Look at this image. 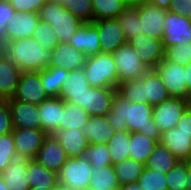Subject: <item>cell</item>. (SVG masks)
<instances>
[{
    "instance_id": "obj_1",
    "label": "cell",
    "mask_w": 191,
    "mask_h": 190,
    "mask_svg": "<svg viewBox=\"0 0 191 190\" xmlns=\"http://www.w3.org/2000/svg\"><path fill=\"white\" fill-rule=\"evenodd\" d=\"M153 106L149 103H135L116 92L110 111L106 114L107 121L115 132H139L160 141V131L153 121Z\"/></svg>"
},
{
    "instance_id": "obj_2",
    "label": "cell",
    "mask_w": 191,
    "mask_h": 190,
    "mask_svg": "<svg viewBox=\"0 0 191 190\" xmlns=\"http://www.w3.org/2000/svg\"><path fill=\"white\" fill-rule=\"evenodd\" d=\"M116 89L121 96L131 102H145L152 106H157L171 98L154 69L147 71L141 78L119 83Z\"/></svg>"
},
{
    "instance_id": "obj_3",
    "label": "cell",
    "mask_w": 191,
    "mask_h": 190,
    "mask_svg": "<svg viewBox=\"0 0 191 190\" xmlns=\"http://www.w3.org/2000/svg\"><path fill=\"white\" fill-rule=\"evenodd\" d=\"M2 52L22 72H29L49 67L52 50L43 48L32 37H28L10 41Z\"/></svg>"
},
{
    "instance_id": "obj_4",
    "label": "cell",
    "mask_w": 191,
    "mask_h": 190,
    "mask_svg": "<svg viewBox=\"0 0 191 190\" xmlns=\"http://www.w3.org/2000/svg\"><path fill=\"white\" fill-rule=\"evenodd\" d=\"M38 15L41 21L52 26L61 43H69L77 29L84 23L62 4L52 0L46 1L38 11Z\"/></svg>"
},
{
    "instance_id": "obj_5",
    "label": "cell",
    "mask_w": 191,
    "mask_h": 190,
    "mask_svg": "<svg viewBox=\"0 0 191 190\" xmlns=\"http://www.w3.org/2000/svg\"><path fill=\"white\" fill-rule=\"evenodd\" d=\"M84 72L92 87L117 88L118 77L114 59L110 53L88 57Z\"/></svg>"
},
{
    "instance_id": "obj_6",
    "label": "cell",
    "mask_w": 191,
    "mask_h": 190,
    "mask_svg": "<svg viewBox=\"0 0 191 190\" xmlns=\"http://www.w3.org/2000/svg\"><path fill=\"white\" fill-rule=\"evenodd\" d=\"M111 55L117 68L118 84L141 78L150 70L128 42L121 45Z\"/></svg>"
},
{
    "instance_id": "obj_7",
    "label": "cell",
    "mask_w": 191,
    "mask_h": 190,
    "mask_svg": "<svg viewBox=\"0 0 191 190\" xmlns=\"http://www.w3.org/2000/svg\"><path fill=\"white\" fill-rule=\"evenodd\" d=\"M93 175V166L85 156L67 158L58 173V183L70 189L88 187Z\"/></svg>"
},
{
    "instance_id": "obj_8",
    "label": "cell",
    "mask_w": 191,
    "mask_h": 190,
    "mask_svg": "<svg viewBox=\"0 0 191 190\" xmlns=\"http://www.w3.org/2000/svg\"><path fill=\"white\" fill-rule=\"evenodd\" d=\"M154 70L159 74L171 97L191 100L186 83V70L183 66L163 59Z\"/></svg>"
},
{
    "instance_id": "obj_9",
    "label": "cell",
    "mask_w": 191,
    "mask_h": 190,
    "mask_svg": "<svg viewBox=\"0 0 191 190\" xmlns=\"http://www.w3.org/2000/svg\"><path fill=\"white\" fill-rule=\"evenodd\" d=\"M140 20V34L148 37L162 39L163 25L167 15V9L155 6L146 0L136 1Z\"/></svg>"
},
{
    "instance_id": "obj_10",
    "label": "cell",
    "mask_w": 191,
    "mask_h": 190,
    "mask_svg": "<svg viewBox=\"0 0 191 190\" xmlns=\"http://www.w3.org/2000/svg\"><path fill=\"white\" fill-rule=\"evenodd\" d=\"M48 98L50 97L42 86L41 71L21 73L14 100L39 105Z\"/></svg>"
},
{
    "instance_id": "obj_11",
    "label": "cell",
    "mask_w": 191,
    "mask_h": 190,
    "mask_svg": "<svg viewBox=\"0 0 191 190\" xmlns=\"http://www.w3.org/2000/svg\"><path fill=\"white\" fill-rule=\"evenodd\" d=\"M190 106V101L183 98H174L153 106V121L160 133L177 126L178 120Z\"/></svg>"
},
{
    "instance_id": "obj_12",
    "label": "cell",
    "mask_w": 191,
    "mask_h": 190,
    "mask_svg": "<svg viewBox=\"0 0 191 190\" xmlns=\"http://www.w3.org/2000/svg\"><path fill=\"white\" fill-rule=\"evenodd\" d=\"M163 29L164 49L169 46L191 43V18L167 12Z\"/></svg>"
},
{
    "instance_id": "obj_13",
    "label": "cell",
    "mask_w": 191,
    "mask_h": 190,
    "mask_svg": "<svg viewBox=\"0 0 191 190\" xmlns=\"http://www.w3.org/2000/svg\"><path fill=\"white\" fill-rule=\"evenodd\" d=\"M12 136L17 157L32 160L48 134L42 129L13 128Z\"/></svg>"
},
{
    "instance_id": "obj_14",
    "label": "cell",
    "mask_w": 191,
    "mask_h": 190,
    "mask_svg": "<svg viewBox=\"0 0 191 190\" xmlns=\"http://www.w3.org/2000/svg\"><path fill=\"white\" fill-rule=\"evenodd\" d=\"M127 42L135 48L138 57L149 69H155L164 59V46L162 39L139 34L131 37Z\"/></svg>"
},
{
    "instance_id": "obj_15",
    "label": "cell",
    "mask_w": 191,
    "mask_h": 190,
    "mask_svg": "<svg viewBox=\"0 0 191 190\" xmlns=\"http://www.w3.org/2000/svg\"><path fill=\"white\" fill-rule=\"evenodd\" d=\"M90 87L84 69H74L69 71L68 76L65 78L59 97L83 108L85 106L86 91Z\"/></svg>"
},
{
    "instance_id": "obj_16",
    "label": "cell",
    "mask_w": 191,
    "mask_h": 190,
    "mask_svg": "<svg viewBox=\"0 0 191 190\" xmlns=\"http://www.w3.org/2000/svg\"><path fill=\"white\" fill-rule=\"evenodd\" d=\"M69 43L87 58L101 53L98 27L93 22L81 24Z\"/></svg>"
},
{
    "instance_id": "obj_17",
    "label": "cell",
    "mask_w": 191,
    "mask_h": 190,
    "mask_svg": "<svg viewBox=\"0 0 191 190\" xmlns=\"http://www.w3.org/2000/svg\"><path fill=\"white\" fill-rule=\"evenodd\" d=\"M67 158L60 142L53 135H48L44 139L35 160L50 171L58 174Z\"/></svg>"
},
{
    "instance_id": "obj_18",
    "label": "cell",
    "mask_w": 191,
    "mask_h": 190,
    "mask_svg": "<svg viewBox=\"0 0 191 190\" xmlns=\"http://www.w3.org/2000/svg\"><path fill=\"white\" fill-rule=\"evenodd\" d=\"M92 22L98 27L101 52L111 54L127 42L117 19H103Z\"/></svg>"
},
{
    "instance_id": "obj_19",
    "label": "cell",
    "mask_w": 191,
    "mask_h": 190,
    "mask_svg": "<svg viewBox=\"0 0 191 190\" xmlns=\"http://www.w3.org/2000/svg\"><path fill=\"white\" fill-rule=\"evenodd\" d=\"M13 128L41 129L38 105L7 99Z\"/></svg>"
},
{
    "instance_id": "obj_20",
    "label": "cell",
    "mask_w": 191,
    "mask_h": 190,
    "mask_svg": "<svg viewBox=\"0 0 191 190\" xmlns=\"http://www.w3.org/2000/svg\"><path fill=\"white\" fill-rule=\"evenodd\" d=\"M87 57L73 48L70 43H59L51 52L50 67H60L68 71L83 70Z\"/></svg>"
},
{
    "instance_id": "obj_21",
    "label": "cell",
    "mask_w": 191,
    "mask_h": 190,
    "mask_svg": "<svg viewBox=\"0 0 191 190\" xmlns=\"http://www.w3.org/2000/svg\"><path fill=\"white\" fill-rule=\"evenodd\" d=\"M116 88L90 87L87 88L85 106L83 109L90 115H106L112 106Z\"/></svg>"
},
{
    "instance_id": "obj_22",
    "label": "cell",
    "mask_w": 191,
    "mask_h": 190,
    "mask_svg": "<svg viewBox=\"0 0 191 190\" xmlns=\"http://www.w3.org/2000/svg\"><path fill=\"white\" fill-rule=\"evenodd\" d=\"M41 129L48 135L58 131L64 112V100L60 97H50L38 105Z\"/></svg>"
},
{
    "instance_id": "obj_23",
    "label": "cell",
    "mask_w": 191,
    "mask_h": 190,
    "mask_svg": "<svg viewBox=\"0 0 191 190\" xmlns=\"http://www.w3.org/2000/svg\"><path fill=\"white\" fill-rule=\"evenodd\" d=\"M159 143L180 161L191 160V137L178 127L161 132Z\"/></svg>"
},
{
    "instance_id": "obj_24",
    "label": "cell",
    "mask_w": 191,
    "mask_h": 190,
    "mask_svg": "<svg viewBox=\"0 0 191 190\" xmlns=\"http://www.w3.org/2000/svg\"><path fill=\"white\" fill-rule=\"evenodd\" d=\"M39 21L38 13L15 11L6 26L9 42L31 37Z\"/></svg>"
},
{
    "instance_id": "obj_25",
    "label": "cell",
    "mask_w": 191,
    "mask_h": 190,
    "mask_svg": "<svg viewBox=\"0 0 191 190\" xmlns=\"http://www.w3.org/2000/svg\"><path fill=\"white\" fill-rule=\"evenodd\" d=\"M88 144H107L115 134L113 127L107 121L106 115H90L82 128Z\"/></svg>"
},
{
    "instance_id": "obj_26",
    "label": "cell",
    "mask_w": 191,
    "mask_h": 190,
    "mask_svg": "<svg viewBox=\"0 0 191 190\" xmlns=\"http://www.w3.org/2000/svg\"><path fill=\"white\" fill-rule=\"evenodd\" d=\"M22 71L0 51V98L14 97Z\"/></svg>"
},
{
    "instance_id": "obj_27",
    "label": "cell",
    "mask_w": 191,
    "mask_h": 190,
    "mask_svg": "<svg viewBox=\"0 0 191 190\" xmlns=\"http://www.w3.org/2000/svg\"><path fill=\"white\" fill-rule=\"evenodd\" d=\"M53 136L60 142L68 158L84 156L88 140L79 129L59 130Z\"/></svg>"
},
{
    "instance_id": "obj_28",
    "label": "cell",
    "mask_w": 191,
    "mask_h": 190,
    "mask_svg": "<svg viewBox=\"0 0 191 190\" xmlns=\"http://www.w3.org/2000/svg\"><path fill=\"white\" fill-rule=\"evenodd\" d=\"M28 159L18 158L12 161L1 173L5 185L10 190H29Z\"/></svg>"
},
{
    "instance_id": "obj_29",
    "label": "cell",
    "mask_w": 191,
    "mask_h": 190,
    "mask_svg": "<svg viewBox=\"0 0 191 190\" xmlns=\"http://www.w3.org/2000/svg\"><path fill=\"white\" fill-rule=\"evenodd\" d=\"M30 188H49L55 190L58 186V174L39 164L35 159H28Z\"/></svg>"
},
{
    "instance_id": "obj_30",
    "label": "cell",
    "mask_w": 191,
    "mask_h": 190,
    "mask_svg": "<svg viewBox=\"0 0 191 190\" xmlns=\"http://www.w3.org/2000/svg\"><path fill=\"white\" fill-rule=\"evenodd\" d=\"M157 143L142 133H130L128 157L145 165Z\"/></svg>"
},
{
    "instance_id": "obj_31",
    "label": "cell",
    "mask_w": 191,
    "mask_h": 190,
    "mask_svg": "<svg viewBox=\"0 0 191 190\" xmlns=\"http://www.w3.org/2000/svg\"><path fill=\"white\" fill-rule=\"evenodd\" d=\"M131 4L130 0H92L93 21L116 19Z\"/></svg>"
},
{
    "instance_id": "obj_32",
    "label": "cell",
    "mask_w": 191,
    "mask_h": 190,
    "mask_svg": "<svg viewBox=\"0 0 191 190\" xmlns=\"http://www.w3.org/2000/svg\"><path fill=\"white\" fill-rule=\"evenodd\" d=\"M179 161L167 148L157 143L145 167L167 174Z\"/></svg>"
},
{
    "instance_id": "obj_33",
    "label": "cell",
    "mask_w": 191,
    "mask_h": 190,
    "mask_svg": "<svg viewBox=\"0 0 191 190\" xmlns=\"http://www.w3.org/2000/svg\"><path fill=\"white\" fill-rule=\"evenodd\" d=\"M69 71L60 67H47L41 70L42 86L49 97H59Z\"/></svg>"
},
{
    "instance_id": "obj_34",
    "label": "cell",
    "mask_w": 191,
    "mask_h": 190,
    "mask_svg": "<svg viewBox=\"0 0 191 190\" xmlns=\"http://www.w3.org/2000/svg\"><path fill=\"white\" fill-rule=\"evenodd\" d=\"M89 114L81 107L64 101V112L59 130L79 129L82 131L83 125L87 122Z\"/></svg>"
},
{
    "instance_id": "obj_35",
    "label": "cell",
    "mask_w": 191,
    "mask_h": 190,
    "mask_svg": "<svg viewBox=\"0 0 191 190\" xmlns=\"http://www.w3.org/2000/svg\"><path fill=\"white\" fill-rule=\"evenodd\" d=\"M129 141V131L115 132L109 139L107 148L112 159V165L129 158Z\"/></svg>"
},
{
    "instance_id": "obj_36",
    "label": "cell",
    "mask_w": 191,
    "mask_h": 190,
    "mask_svg": "<svg viewBox=\"0 0 191 190\" xmlns=\"http://www.w3.org/2000/svg\"><path fill=\"white\" fill-rule=\"evenodd\" d=\"M94 175L90 179L91 190H114L120 187L116 178L114 165L105 168H93Z\"/></svg>"
},
{
    "instance_id": "obj_37",
    "label": "cell",
    "mask_w": 191,
    "mask_h": 190,
    "mask_svg": "<svg viewBox=\"0 0 191 190\" xmlns=\"http://www.w3.org/2000/svg\"><path fill=\"white\" fill-rule=\"evenodd\" d=\"M144 167L145 165L131 158L114 164L116 178L120 186L127 183L136 182L139 179Z\"/></svg>"
},
{
    "instance_id": "obj_38",
    "label": "cell",
    "mask_w": 191,
    "mask_h": 190,
    "mask_svg": "<svg viewBox=\"0 0 191 190\" xmlns=\"http://www.w3.org/2000/svg\"><path fill=\"white\" fill-rule=\"evenodd\" d=\"M116 19L123 29L126 40L140 34L141 22L139 20L138 4L136 2H133Z\"/></svg>"
},
{
    "instance_id": "obj_39",
    "label": "cell",
    "mask_w": 191,
    "mask_h": 190,
    "mask_svg": "<svg viewBox=\"0 0 191 190\" xmlns=\"http://www.w3.org/2000/svg\"><path fill=\"white\" fill-rule=\"evenodd\" d=\"M168 190H187L188 161H179L167 174Z\"/></svg>"
},
{
    "instance_id": "obj_40",
    "label": "cell",
    "mask_w": 191,
    "mask_h": 190,
    "mask_svg": "<svg viewBox=\"0 0 191 190\" xmlns=\"http://www.w3.org/2000/svg\"><path fill=\"white\" fill-rule=\"evenodd\" d=\"M84 156L93 166V168H105L112 165V159L109 155L107 144H88Z\"/></svg>"
},
{
    "instance_id": "obj_41",
    "label": "cell",
    "mask_w": 191,
    "mask_h": 190,
    "mask_svg": "<svg viewBox=\"0 0 191 190\" xmlns=\"http://www.w3.org/2000/svg\"><path fill=\"white\" fill-rule=\"evenodd\" d=\"M31 37L43 48L49 50H53L60 43V40L55 34V30L52 28V26L41 20L35 27V31Z\"/></svg>"
},
{
    "instance_id": "obj_42",
    "label": "cell",
    "mask_w": 191,
    "mask_h": 190,
    "mask_svg": "<svg viewBox=\"0 0 191 190\" xmlns=\"http://www.w3.org/2000/svg\"><path fill=\"white\" fill-rule=\"evenodd\" d=\"M137 182L144 190H168L166 174L146 167L143 168Z\"/></svg>"
},
{
    "instance_id": "obj_43",
    "label": "cell",
    "mask_w": 191,
    "mask_h": 190,
    "mask_svg": "<svg viewBox=\"0 0 191 190\" xmlns=\"http://www.w3.org/2000/svg\"><path fill=\"white\" fill-rule=\"evenodd\" d=\"M164 59L185 67L191 63V43L169 46L164 50Z\"/></svg>"
},
{
    "instance_id": "obj_44",
    "label": "cell",
    "mask_w": 191,
    "mask_h": 190,
    "mask_svg": "<svg viewBox=\"0 0 191 190\" xmlns=\"http://www.w3.org/2000/svg\"><path fill=\"white\" fill-rule=\"evenodd\" d=\"M16 159L18 157L12 133L0 135V174Z\"/></svg>"
},
{
    "instance_id": "obj_45",
    "label": "cell",
    "mask_w": 191,
    "mask_h": 190,
    "mask_svg": "<svg viewBox=\"0 0 191 190\" xmlns=\"http://www.w3.org/2000/svg\"><path fill=\"white\" fill-rule=\"evenodd\" d=\"M62 5L81 21H93L92 0H67Z\"/></svg>"
},
{
    "instance_id": "obj_46",
    "label": "cell",
    "mask_w": 191,
    "mask_h": 190,
    "mask_svg": "<svg viewBox=\"0 0 191 190\" xmlns=\"http://www.w3.org/2000/svg\"><path fill=\"white\" fill-rule=\"evenodd\" d=\"M14 13L15 10L9 4L8 0H0V51L9 43L6 26Z\"/></svg>"
},
{
    "instance_id": "obj_47",
    "label": "cell",
    "mask_w": 191,
    "mask_h": 190,
    "mask_svg": "<svg viewBox=\"0 0 191 190\" xmlns=\"http://www.w3.org/2000/svg\"><path fill=\"white\" fill-rule=\"evenodd\" d=\"M46 1L47 0H8L15 11L35 13H38Z\"/></svg>"
},
{
    "instance_id": "obj_48",
    "label": "cell",
    "mask_w": 191,
    "mask_h": 190,
    "mask_svg": "<svg viewBox=\"0 0 191 190\" xmlns=\"http://www.w3.org/2000/svg\"><path fill=\"white\" fill-rule=\"evenodd\" d=\"M13 121L7 100L0 101V135L12 133Z\"/></svg>"
},
{
    "instance_id": "obj_49",
    "label": "cell",
    "mask_w": 191,
    "mask_h": 190,
    "mask_svg": "<svg viewBox=\"0 0 191 190\" xmlns=\"http://www.w3.org/2000/svg\"><path fill=\"white\" fill-rule=\"evenodd\" d=\"M167 11L191 18V0H172Z\"/></svg>"
},
{
    "instance_id": "obj_50",
    "label": "cell",
    "mask_w": 191,
    "mask_h": 190,
    "mask_svg": "<svg viewBox=\"0 0 191 190\" xmlns=\"http://www.w3.org/2000/svg\"><path fill=\"white\" fill-rule=\"evenodd\" d=\"M180 131L191 137V106H189L186 111L182 114L178 120L177 126Z\"/></svg>"
},
{
    "instance_id": "obj_51",
    "label": "cell",
    "mask_w": 191,
    "mask_h": 190,
    "mask_svg": "<svg viewBox=\"0 0 191 190\" xmlns=\"http://www.w3.org/2000/svg\"><path fill=\"white\" fill-rule=\"evenodd\" d=\"M151 4H154L155 6L161 7L163 9H167L170 6V3L172 2V0H146Z\"/></svg>"
},
{
    "instance_id": "obj_52",
    "label": "cell",
    "mask_w": 191,
    "mask_h": 190,
    "mask_svg": "<svg viewBox=\"0 0 191 190\" xmlns=\"http://www.w3.org/2000/svg\"><path fill=\"white\" fill-rule=\"evenodd\" d=\"M184 68L186 70V83L188 88V94L191 96V63L187 64Z\"/></svg>"
},
{
    "instance_id": "obj_53",
    "label": "cell",
    "mask_w": 191,
    "mask_h": 190,
    "mask_svg": "<svg viewBox=\"0 0 191 190\" xmlns=\"http://www.w3.org/2000/svg\"><path fill=\"white\" fill-rule=\"evenodd\" d=\"M119 188L121 190H144L137 181L121 185Z\"/></svg>"
},
{
    "instance_id": "obj_54",
    "label": "cell",
    "mask_w": 191,
    "mask_h": 190,
    "mask_svg": "<svg viewBox=\"0 0 191 190\" xmlns=\"http://www.w3.org/2000/svg\"><path fill=\"white\" fill-rule=\"evenodd\" d=\"M187 190H191V160L188 161V185Z\"/></svg>"
},
{
    "instance_id": "obj_55",
    "label": "cell",
    "mask_w": 191,
    "mask_h": 190,
    "mask_svg": "<svg viewBox=\"0 0 191 190\" xmlns=\"http://www.w3.org/2000/svg\"><path fill=\"white\" fill-rule=\"evenodd\" d=\"M0 190H10L6 185L3 179V176L0 174Z\"/></svg>"
},
{
    "instance_id": "obj_56",
    "label": "cell",
    "mask_w": 191,
    "mask_h": 190,
    "mask_svg": "<svg viewBox=\"0 0 191 190\" xmlns=\"http://www.w3.org/2000/svg\"><path fill=\"white\" fill-rule=\"evenodd\" d=\"M55 190H74V189H70L69 187L58 184Z\"/></svg>"
},
{
    "instance_id": "obj_57",
    "label": "cell",
    "mask_w": 191,
    "mask_h": 190,
    "mask_svg": "<svg viewBox=\"0 0 191 190\" xmlns=\"http://www.w3.org/2000/svg\"><path fill=\"white\" fill-rule=\"evenodd\" d=\"M29 190H53V189L33 187V188H30Z\"/></svg>"
},
{
    "instance_id": "obj_58",
    "label": "cell",
    "mask_w": 191,
    "mask_h": 190,
    "mask_svg": "<svg viewBox=\"0 0 191 190\" xmlns=\"http://www.w3.org/2000/svg\"><path fill=\"white\" fill-rule=\"evenodd\" d=\"M74 190H91V188L88 186V187H83V188H77Z\"/></svg>"
},
{
    "instance_id": "obj_59",
    "label": "cell",
    "mask_w": 191,
    "mask_h": 190,
    "mask_svg": "<svg viewBox=\"0 0 191 190\" xmlns=\"http://www.w3.org/2000/svg\"><path fill=\"white\" fill-rule=\"evenodd\" d=\"M52 1H55V2H58V3H60V4H63L65 1H67V0H52Z\"/></svg>"
}]
</instances>
